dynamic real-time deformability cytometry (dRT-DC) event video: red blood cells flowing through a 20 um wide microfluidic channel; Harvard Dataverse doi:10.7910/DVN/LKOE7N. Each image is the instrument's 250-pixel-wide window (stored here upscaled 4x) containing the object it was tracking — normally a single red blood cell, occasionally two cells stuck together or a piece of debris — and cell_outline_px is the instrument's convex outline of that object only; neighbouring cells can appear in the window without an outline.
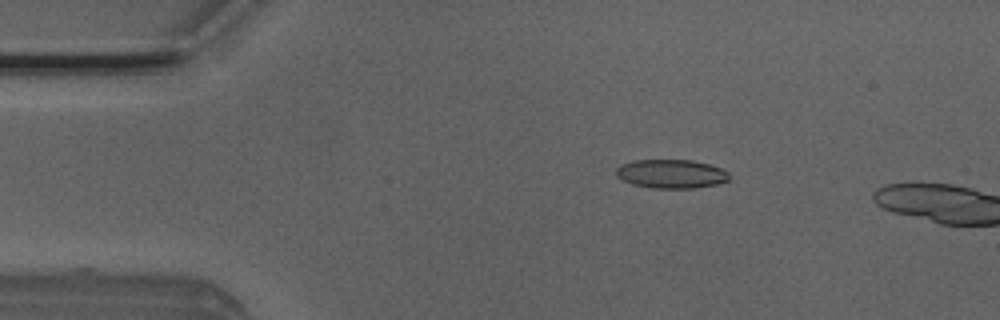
{"species": "Egyptian fruit bat (a non-hibernating species)", "species_latin": "Rousettus aegyptiacus", "temperature_condition": "room temperature", "stored_images_in_passage": 4, "camera_frame_rate_fps": 3000, "um_per_image_px": 0.085, "animal": {"sex": "male"}, "frame": {"image": 1, "passage_image": 1, "time_ms": 0.0, "image_size_px": [1000, 320], "cell_outline_px": [[728, 180], [716, 184], [692, 188], [652, 188], [632, 184], [620, 180], [616, 176], [616, 168], [620, 164], [632, 160], [692, 160], [708, 164], [720, 168], [728, 172]], "centroid_in_image_um": [56.98, 14.77], "position_along_channel_um": 28.0, "area_um2": 19.02}}